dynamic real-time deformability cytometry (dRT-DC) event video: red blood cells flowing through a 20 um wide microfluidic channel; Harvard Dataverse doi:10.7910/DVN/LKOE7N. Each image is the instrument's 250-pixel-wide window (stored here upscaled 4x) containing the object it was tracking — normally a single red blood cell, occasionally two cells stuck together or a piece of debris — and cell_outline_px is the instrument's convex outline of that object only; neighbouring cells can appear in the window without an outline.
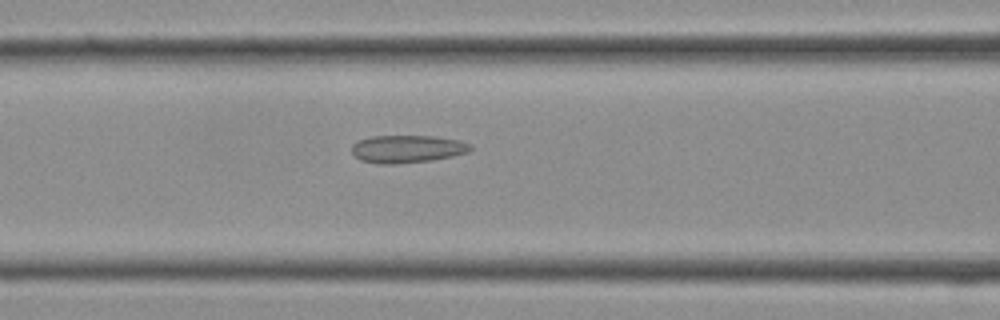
{"species": "Egyptian fruit bat (a non-hibernating species)", "species_latin": "Rousettus aegyptiacus", "temperature_condition": "cold", "stored_images_in_passage": 31, "segment_of_instrument_passage": [1, 2], "camera_frame_rate_fps": 3000, "um_per_image_px": 0.085, "frame": {"image": 1, "passage_image": 12, "time_ms": 3.667, "image_size_px": [1000, 320], "cell_outline_px": [[472, 148], [468, 152], [452, 156], [432, 160], [392, 164], [380, 164], [360, 160], [352, 156], [352, 144], [360, 140], [372, 136], [432, 136], [460, 140], [468, 144]], "centroid_in_image_um": [34.57, 12.66], "position_along_channel_um": 132.0, "area_um2": 19.07}}
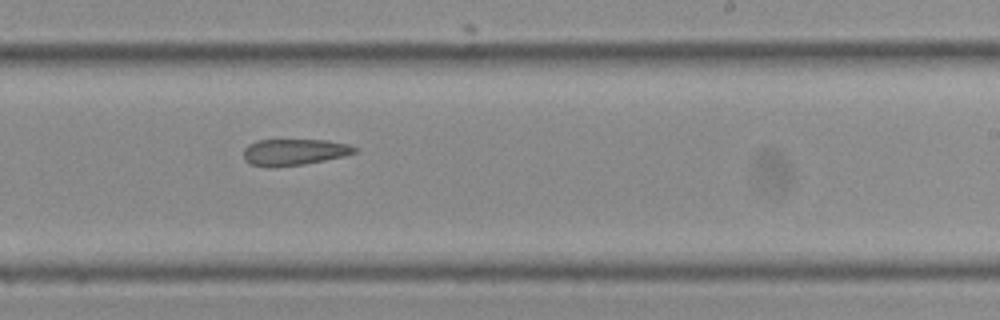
{"frame": {"image": 2, "passage_image": 18, "time_ms": 5.667, "image_size_px": [1000, 320], "cell_outline_px": [[356, 152], [344, 156], [304, 164], [276, 168], [268, 168], [252, 164], [244, 160], [244, 148], [248, 144], [256, 140], [328, 140], [348, 144], [356, 148]], "centroid_in_image_um": [24.96, 12.93], "position_along_channel_um": 264.0, "area_um2": 17.22}}
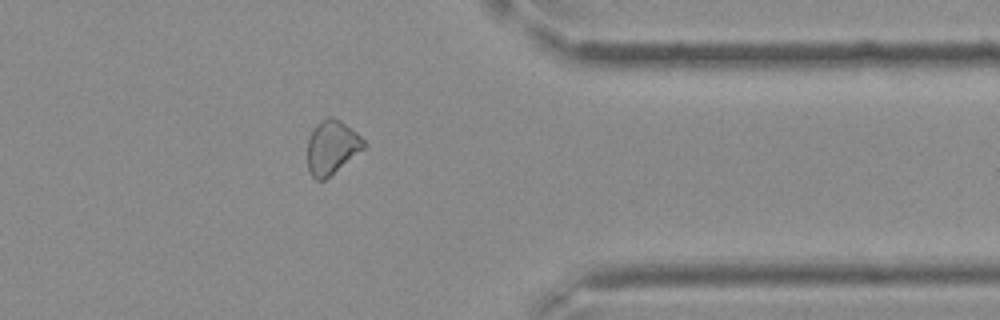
{"frame": {"image": 3, "passage_image": 24, "time_ms": 7.667, "image_size_px": [1000, 320], "cell_outline_px": [[368, 144], [364, 148], [324, 180], [316, 180], [312, 176], [308, 168], [308, 140], [312, 132], [328, 116], [340, 120], [356, 132]], "centroid_in_image_um": [28.22, 12.54], "position_along_channel_um": 383.2, "area_um2": 17.11}}